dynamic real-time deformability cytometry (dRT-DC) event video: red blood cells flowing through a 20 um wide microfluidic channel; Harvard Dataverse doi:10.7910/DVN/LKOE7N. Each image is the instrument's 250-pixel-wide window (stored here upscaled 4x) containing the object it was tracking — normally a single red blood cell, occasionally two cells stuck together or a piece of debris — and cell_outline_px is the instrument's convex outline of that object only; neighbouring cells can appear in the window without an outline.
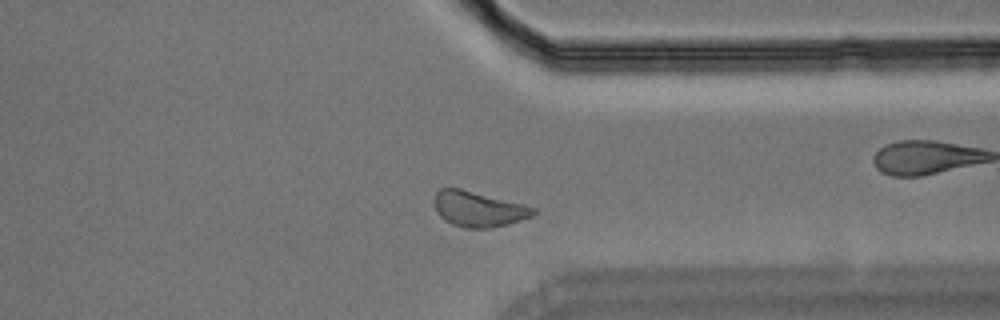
{"species": "Egyptian fruit bat (a non-hibernating species)", "species_latin": "Rousettus aegyptiacus", "temperature_condition": "room temperature", "stored_images_in_passage": 34, "camera_frame_rate_fps": 3000, "um_per_image_px": 0.085, "animal": {"sex": "male"}, "frame": {"image": 1, "passage_image": 25, "time_ms": 8.0, "image_size_px": [1000, 320], "cell_outline_px": [[536, 212], [532, 216], [508, 224], [492, 228], [464, 228], [452, 224], [444, 220], [440, 216], [436, 208], [436, 192], [440, 188], [460, 188], [524, 204], [536, 208]], "centroid_in_image_um": [40.69, 17.77], "position_along_channel_um": 370.7, "area_um2": 20.29}}